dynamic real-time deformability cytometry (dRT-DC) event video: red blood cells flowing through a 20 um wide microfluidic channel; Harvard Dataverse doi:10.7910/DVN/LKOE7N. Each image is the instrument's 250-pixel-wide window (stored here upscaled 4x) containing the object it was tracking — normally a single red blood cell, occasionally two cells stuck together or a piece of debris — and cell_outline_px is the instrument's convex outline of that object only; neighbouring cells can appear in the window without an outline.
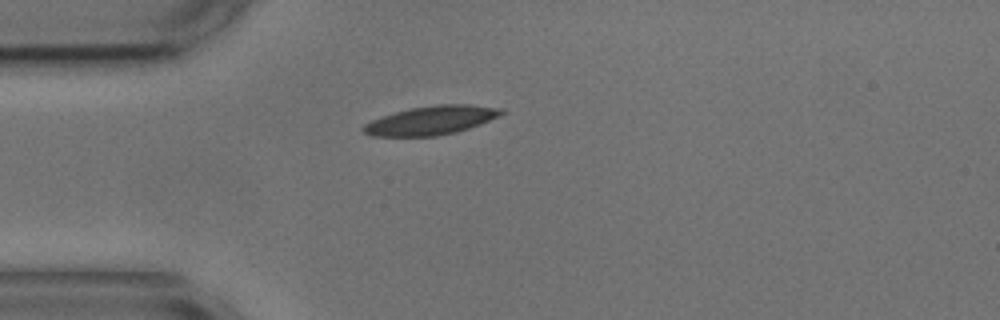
{"species": "common noctule bat (a hibernating species)", "species_latin": "Nyctalus noctula", "temperature_condition": "cold", "stored_images_in_passage": 2, "camera_frame_rate_fps": 3000, "um_per_image_px": 0.085, "animal": {"sex": "male", "body_mass_g": 17.9, "forearm_length_mm": 54.2}, "frame": {"image": 1, "passage_image": 1, "time_ms": 0.0, "image_size_px": [1000, 320], "cell_outline_px": [[504, 112], [500, 116], [480, 124], [456, 132], [436, 136], [372, 136], [364, 132], [360, 128], [364, 124], [372, 120], [396, 112], [412, 108], [440, 104], [468, 104], [504, 108]], "centroid_in_image_um": [36.68, 10.23], "position_along_channel_um": 48.3, "area_um2": 23.0}}